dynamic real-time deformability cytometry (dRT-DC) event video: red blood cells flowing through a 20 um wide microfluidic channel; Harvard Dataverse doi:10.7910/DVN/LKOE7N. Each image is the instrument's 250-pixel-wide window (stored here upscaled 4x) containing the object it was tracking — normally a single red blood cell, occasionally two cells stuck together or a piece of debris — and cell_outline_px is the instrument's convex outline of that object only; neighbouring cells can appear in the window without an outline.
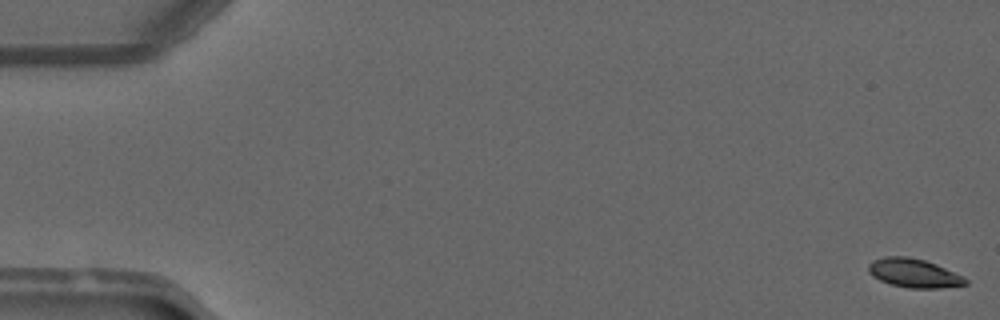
{"species": "common noctule bat (a hibernating species)", "species_latin": "Nyctalus noctula", "temperature_condition": "warm", "stored_images_in_passage": 50, "camera_frame_rate_fps": 3000, "um_per_image_px": 0.085, "animal": {"sex": "male", "forearm_length_mm": 52.5}, "frame": {"image": 1, "passage_image": 1, "time_ms": 0.0, "image_size_px": [1000, 320], "cell_outline_px": [[968, 284], [940, 288], [908, 288], [892, 284], [880, 280], [872, 276], [868, 272], [868, 264], [872, 260], [884, 256], [908, 256], [924, 260], [936, 264], [964, 276], [968, 280]], "centroid_in_image_um": [77.67, 23.2], "position_along_channel_um": 7.3, "area_um2": 16.42}}
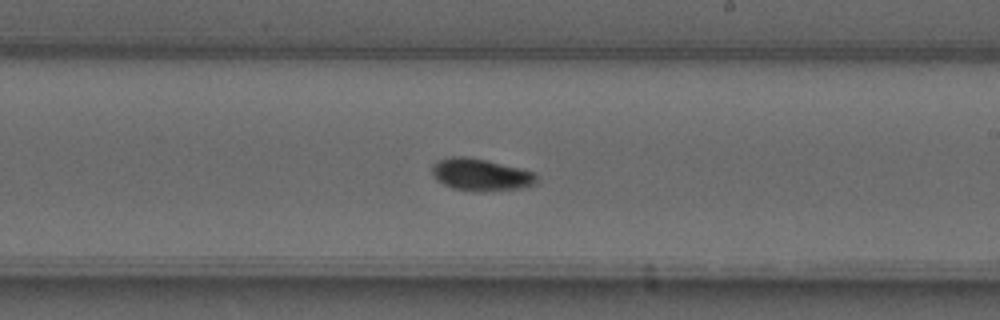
{"frame": {"image": 2, "passage_image": 30, "time_ms": 9.667, "image_size_px": [1000, 320], "cell_outline_px": [[536, 184], [524, 188], [484, 192], [472, 192], [452, 188], [436, 180], [432, 176], [432, 164], [440, 160], [452, 156], [464, 156], [484, 160], [532, 172], [536, 176]], "centroid_in_image_um": [40.82, 14.88], "position_along_channel_um": 248.2, "area_um2": 19.54}}
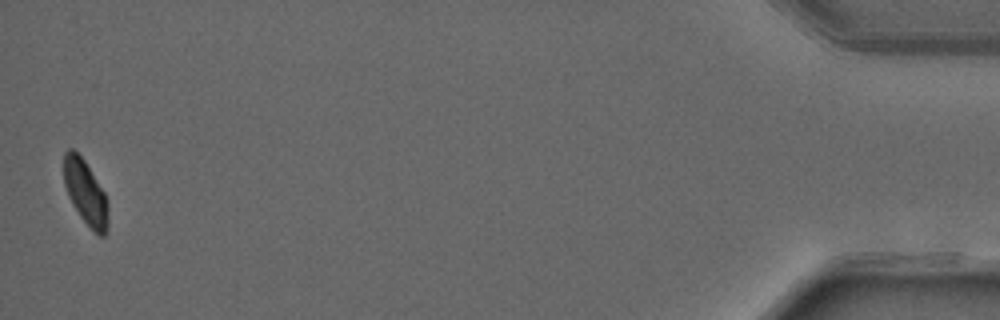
{"frame": {"image": 3, "passage_image": 50, "time_ms": 16.333, "image_size_px": [1000, 320], "cell_outline_px": [[108, 228], [104, 236], [100, 236], [92, 232], [80, 216], [72, 204], [68, 196], [64, 184], [64, 152], [68, 148], [72, 148], [84, 160], [104, 192], [108, 204]], "centroid_in_image_um": [7.27, 16.4], "position_along_channel_um": 427.9, "area_um2": 16.76}, "authors_computed_cell_mechanics": {"area_um2": 17.5134, "velocity_mm_per_s": 4.1017, "shape_relaxation_time_tau1_ms": 4.8998, "shape_relaxation_time_tau2_ms": null, "deformation_change_tau1": 0.1514, "deformation_change_tau2": null}}